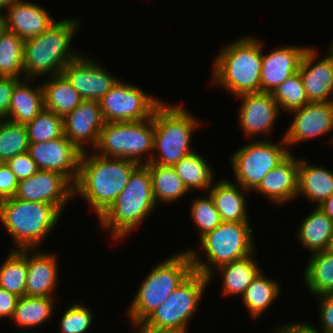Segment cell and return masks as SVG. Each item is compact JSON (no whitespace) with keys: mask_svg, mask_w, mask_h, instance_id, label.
I'll return each instance as SVG.
<instances>
[{"mask_svg":"<svg viewBox=\"0 0 333 333\" xmlns=\"http://www.w3.org/2000/svg\"><path fill=\"white\" fill-rule=\"evenodd\" d=\"M189 213L198 232L199 239L222 223L220 214L208 192L207 195L194 197Z\"/></svg>","mask_w":333,"mask_h":333,"instance_id":"cell-40","label":"cell"},{"mask_svg":"<svg viewBox=\"0 0 333 333\" xmlns=\"http://www.w3.org/2000/svg\"><path fill=\"white\" fill-rule=\"evenodd\" d=\"M24 42L7 29L0 34V77L24 79Z\"/></svg>","mask_w":333,"mask_h":333,"instance_id":"cell-36","label":"cell"},{"mask_svg":"<svg viewBox=\"0 0 333 333\" xmlns=\"http://www.w3.org/2000/svg\"><path fill=\"white\" fill-rule=\"evenodd\" d=\"M83 303L72 302L60 318L59 333H86L94 322V313Z\"/></svg>","mask_w":333,"mask_h":333,"instance_id":"cell-41","label":"cell"},{"mask_svg":"<svg viewBox=\"0 0 333 333\" xmlns=\"http://www.w3.org/2000/svg\"><path fill=\"white\" fill-rule=\"evenodd\" d=\"M32 332H27V333H36L34 332L33 330H31ZM18 333H25L24 331L23 332H18Z\"/></svg>","mask_w":333,"mask_h":333,"instance_id":"cell-54","label":"cell"},{"mask_svg":"<svg viewBox=\"0 0 333 333\" xmlns=\"http://www.w3.org/2000/svg\"><path fill=\"white\" fill-rule=\"evenodd\" d=\"M61 215L54 205L47 203L15 197L0 200V222L12 237L13 250L40 248Z\"/></svg>","mask_w":333,"mask_h":333,"instance_id":"cell-6","label":"cell"},{"mask_svg":"<svg viewBox=\"0 0 333 333\" xmlns=\"http://www.w3.org/2000/svg\"><path fill=\"white\" fill-rule=\"evenodd\" d=\"M28 152L39 170L58 172L75 184L82 152L65 135L29 144Z\"/></svg>","mask_w":333,"mask_h":333,"instance_id":"cell-17","label":"cell"},{"mask_svg":"<svg viewBox=\"0 0 333 333\" xmlns=\"http://www.w3.org/2000/svg\"><path fill=\"white\" fill-rule=\"evenodd\" d=\"M327 168L299 158L298 197L304 195L308 203L316 204L315 207L328 199L333 194V171Z\"/></svg>","mask_w":333,"mask_h":333,"instance_id":"cell-27","label":"cell"},{"mask_svg":"<svg viewBox=\"0 0 333 333\" xmlns=\"http://www.w3.org/2000/svg\"><path fill=\"white\" fill-rule=\"evenodd\" d=\"M208 193L224 222L251 223L246 200L249 191L230 179L214 181ZM247 194V195H246Z\"/></svg>","mask_w":333,"mask_h":333,"instance_id":"cell-24","label":"cell"},{"mask_svg":"<svg viewBox=\"0 0 333 333\" xmlns=\"http://www.w3.org/2000/svg\"><path fill=\"white\" fill-rule=\"evenodd\" d=\"M319 305L320 329L307 321V323L316 331L321 333H333V292L316 296Z\"/></svg>","mask_w":333,"mask_h":333,"instance_id":"cell-42","label":"cell"},{"mask_svg":"<svg viewBox=\"0 0 333 333\" xmlns=\"http://www.w3.org/2000/svg\"><path fill=\"white\" fill-rule=\"evenodd\" d=\"M255 251L238 260L224 264L214 270L210 276L209 284L215 279L214 275H218L222 282L223 296H242L247 287L252 283L256 276L263 270L256 262ZM255 257V259H254Z\"/></svg>","mask_w":333,"mask_h":333,"instance_id":"cell-25","label":"cell"},{"mask_svg":"<svg viewBox=\"0 0 333 333\" xmlns=\"http://www.w3.org/2000/svg\"><path fill=\"white\" fill-rule=\"evenodd\" d=\"M37 80H20L13 88L7 120L26 125L44 109L42 83ZM36 85V86H32Z\"/></svg>","mask_w":333,"mask_h":333,"instance_id":"cell-26","label":"cell"},{"mask_svg":"<svg viewBox=\"0 0 333 333\" xmlns=\"http://www.w3.org/2000/svg\"><path fill=\"white\" fill-rule=\"evenodd\" d=\"M272 333H289L286 327H275L274 332Z\"/></svg>","mask_w":333,"mask_h":333,"instance_id":"cell-52","label":"cell"},{"mask_svg":"<svg viewBox=\"0 0 333 333\" xmlns=\"http://www.w3.org/2000/svg\"><path fill=\"white\" fill-rule=\"evenodd\" d=\"M18 296L0 287V319H12Z\"/></svg>","mask_w":333,"mask_h":333,"instance_id":"cell-46","label":"cell"},{"mask_svg":"<svg viewBox=\"0 0 333 333\" xmlns=\"http://www.w3.org/2000/svg\"><path fill=\"white\" fill-rule=\"evenodd\" d=\"M58 299L22 296L17 300L16 309L10 322H13L19 329L23 328L25 333L31 332L29 331L31 328L34 330L37 326L46 324L49 319L54 317V309Z\"/></svg>","mask_w":333,"mask_h":333,"instance_id":"cell-30","label":"cell"},{"mask_svg":"<svg viewBox=\"0 0 333 333\" xmlns=\"http://www.w3.org/2000/svg\"><path fill=\"white\" fill-rule=\"evenodd\" d=\"M299 158L291 153L281 164L271 169L262 179L255 193L262 194L276 205L298 199Z\"/></svg>","mask_w":333,"mask_h":333,"instance_id":"cell-22","label":"cell"},{"mask_svg":"<svg viewBox=\"0 0 333 333\" xmlns=\"http://www.w3.org/2000/svg\"><path fill=\"white\" fill-rule=\"evenodd\" d=\"M202 154L196 150L177 162L173 168L178 177L183 181L188 191H206L214 183V170Z\"/></svg>","mask_w":333,"mask_h":333,"instance_id":"cell-31","label":"cell"},{"mask_svg":"<svg viewBox=\"0 0 333 333\" xmlns=\"http://www.w3.org/2000/svg\"><path fill=\"white\" fill-rule=\"evenodd\" d=\"M292 152L283 137L276 143L267 137L251 139L231 155L230 162L234 175V183L249 192L254 191L264 176L281 164Z\"/></svg>","mask_w":333,"mask_h":333,"instance_id":"cell-10","label":"cell"},{"mask_svg":"<svg viewBox=\"0 0 333 333\" xmlns=\"http://www.w3.org/2000/svg\"><path fill=\"white\" fill-rule=\"evenodd\" d=\"M327 250H328L330 253L333 254V238L331 239L330 244H329V247H328Z\"/></svg>","mask_w":333,"mask_h":333,"instance_id":"cell-53","label":"cell"},{"mask_svg":"<svg viewBox=\"0 0 333 333\" xmlns=\"http://www.w3.org/2000/svg\"><path fill=\"white\" fill-rule=\"evenodd\" d=\"M303 274V282L312 296L333 292V254L328 250L310 254Z\"/></svg>","mask_w":333,"mask_h":333,"instance_id":"cell-33","label":"cell"},{"mask_svg":"<svg viewBox=\"0 0 333 333\" xmlns=\"http://www.w3.org/2000/svg\"><path fill=\"white\" fill-rule=\"evenodd\" d=\"M153 149L154 112L147 120L104 123L98 143L91 151L97 155L145 165L150 163Z\"/></svg>","mask_w":333,"mask_h":333,"instance_id":"cell-9","label":"cell"},{"mask_svg":"<svg viewBox=\"0 0 333 333\" xmlns=\"http://www.w3.org/2000/svg\"><path fill=\"white\" fill-rule=\"evenodd\" d=\"M20 79L12 77H0V118L6 119L13 88Z\"/></svg>","mask_w":333,"mask_h":333,"instance_id":"cell-45","label":"cell"},{"mask_svg":"<svg viewBox=\"0 0 333 333\" xmlns=\"http://www.w3.org/2000/svg\"><path fill=\"white\" fill-rule=\"evenodd\" d=\"M237 97L242 101L238 110V126L241 127L245 139L250 140L251 137L255 139L254 136H259L260 140L264 139V136H269L282 113L272 94L258 92Z\"/></svg>","mask_w":333,"mask_h":333,"instance_id":"cell-16","label":"cell"},{"mask_svg":"<svg viewBox=\"0 0 333 333\" xmlns=\"http://www.w3.org/2000/svg\"><path fill=\"white\" fill-rule=\"evenodd\" d=\"M251 223L224 222L207 232L198 241L205 257L198 248L188 250L194 271L209 277L218 267L252 254L256 248Z\"/></svg>","mask_w":333,"mask_h":333,"instance_id":"cell-8","label":"cell"},{"mask_svg":"<svg viewBox=\"0 0 333 333\" xmlns=\"http://www.w3.org/2000/svg\"><path fill=\"white\" fill-rule=\"evenodd\" d=\"M136 329L135 333H189V330L184 329H153L147 328L142 323L138 325L131 326Z\"/></svg>","mask_w":333,"mask_h":333,"instance_id":"cell-48","label":"cell"},{"mask_svg":"<svg viewBox=\"0 0 333 333\" xmlns=\"http://www.w3.org/2000/svg\"><path fill=\"white\" fill-rule=\"evenodd\" d=\"M293 120L282 136L291 152L290 146L307 140L329 135L333 131V101L309 102L302 108L290 111ZM328 140L333 145V135Z\"/></svg>","mask_w":333,"mask_h":333,"instance_id":"cell-13","label":"cell"},{"mask_svg":"<svg viewBox=\"0 0 333 333\" xmlns=\"http://www.w3.org/2000/svg\"><path fill=\"white\" fill-rule=\"evenodd\" d=\"M163 101L141 87L119 79L99 104L105 123L136 122L151 118Z\"/></svg>","mask_w":333,"mask_h":333,"instance_id":"cell-12","label":"cell"},{"mask_svg":"<svg viewBox=\"0 0 333 333\" xmlns=\"http://www.w3.org/2000/svg\"><path fill=\"white\" fill-rule=\"evenodd\" d=\"M0 264V287L19 298L26 296V279L28 273L27 249L13 250Z\"/></svg>","mask_w":333,"mask_h":333,"instance_id":"cell-35","label":"cell"},{"mask_svg":"<svg viewBox=\"0 0 333 333\" xmlns=\"http://www.w3.org/2000/svg\"><path fill=\"white\" fill-rule=\"evenodd\" d=\"M25 126L29 144L47 142L64 136L63 117L46 109Z\"/></svg>","mask_w":333,"mask_h":333,"instance_id":"cell-38","label":"cell"},{"mask_svg":"<svg viewBox=\"0 0 333 333\" xmlns=\"http://www.w3.org/2000/svg\"><path fill=\"white\" fill-rule=\"evenodd\" d=\"M281 112H289L308 104V98L299 72L281 83L272 93Z\"/></svg>","mask_w":333,"mask_h":333,"instance_id":"cell-39","label":"cell"},{"mask_svg":"<svg viewBox=\"0 0 333 333\" xmlns=\"http://www.w3.org/2000/svg\"><path fill=\"white\" fill-rule=\"evenodd\" d=\"M312 46L304 52L298 72L301 75L309 102L333 101V45L316 62L317 51Z\"/></svg>","mask_w":333,"mask_h":333,"instance_id":"cell-18","label":"cell"},{"mask_svg":"<svg viewBox=\"0 0 333 333\" xmlns=\"http://www.w3.org/2000/svg\"><path fill=\"white\" fill-rule=\"evenodd\" d=\"M139 164L119 158L82 152L74 197H81L99 219L126 187Z\"/></svg>","mask_w":333,"mask_h":333,"instance_id":"cell-1","label":"cell"},{"mask_svg":"<svg viewBox=\"0 0 333 333\" xmlns=\"http://www.w3.org/2000/svg\"><path fill=\"white\" fill-rule=\"evenodd\" d=\"M62 74L84 101L99 102L120 79L82 53L63 68Z\"/></svg>","mask_w":333,"mask_h":333,"instance_id":"cell-14","label":"cell"},{"mask_svg":"<svg viewBox=\"0 0 333 333\" xmlns=\"http://www.w3.org/2000/svg\"><path fill=\"white\" fill-rule=\"evenodd\" d=\"M277 327H286L289 333H321L313 329L305 320L304 321H296L293 323L287 322V324H281L278 325Z\"/></svg>","mask_w":333,"mask_h":333,"instance_id":"cell-47","label":"cell"},{"mask_svg":"<svg viewBox=\"0 0 333 333\" xmlns=\"http://www.w3.org/2000/svg\"><path fill=\"white\" fill-rule=\"evenodd\" d=\"M45 79L41 81L44 109L64 117L84 101L62 73Z\"/></svg>","mask_w":333,"mask_h":333,"instance_id":"cell-29","label":"cell"},{"mask_svg":"<svg viewBox=\"0 0 333 333\" xmlns=\"http://www.w3.org/2000/svg\"><path fill=\"white\" fill-rule=\"evenodd\" d=\"M318 207L333 221V194Z\"/></svg>","mask_w":333,"mask_h":333,"instance_id":"cell-49","label":"cell"},{"mask_svg":"<svg viewBox=\"0 0 333 333\" xmlns=\"http://www.w3.org/2000/svg\"><path fill=\"white\" fill-rule=\"evenodd\" d=\"M40 249H27L26 296L57 298L58 257Z\"/></svg>","mask_w":333,"mask_h":333,"instance_id":"cell-21","label":"cell"},{"mask_svg":"<svg viewBox=\"0 0 333 333\" xmlns=\"http://www.w3.org/2000/svg\"><path fill=\"white\" fill-rule=\"evenodd\" d=\"M156 206L150 170L146 165H139L121 194L97 221L103 230H109L111 239L118 242L138 230Z\"/></svg>","mask_w":333,"mask_h":333,"instance_id":"cell-4","label":"cell"},{"mask_svg":"<svg viewBox=\"0 0 333 333\" xmlns=\"http://www.w3.org/2000/svg\"><path fill=\"white\" fill-rule=\"evenodd\" d=\"M209 285L207 276L194 271L142 324L153 329L190 330L189 323Z\"/></svg>","mask_w":333,"mask_h":333,"instance_id":"cell-11","label":"cell"},{"mask_svg":"<svg viewBox=\"0 0 333 333\" xmlns=\"http://www.w3.org/2000/svg\"><path fill=\"white\" fill-rule=\"evenodd\" d=\"M262 42L244 35L225 44L212 64L213 84L236 98L261 92Z\"/></svg>","mask_w":333,"mask_h":333,"instance_id":"cell-2","label":"cell"},{"mask_svg":"<svg viewBox=\"0 0 333 333\" xmlns=\"http://www.w3.org/2000/svg\"><path fill=\"white\" fill-rule=\"evenodd\" d=\"M5 13L6 29L23 41L41 35L56 21L43 6L27 0H17Z\"/></svg>","mask_w":333,"mask_h":333,"instance_id":"cell-23","label":"cell"},{"mask_svg":"<svg viewBox=\"0 0 333 333\" xmlns=\"http://www.w3.org/2000/svg\"><path fill=\"white\" fill-rule=\"evenodd\" d=\"M17 0H0V8L6 10L8 7L13 5Z\"/></svg>","mask_w":333,"mask_h":333,"instance_id":"cell-51","label":"cell"},{"mask_svg":"<svg viewBox=\"0 0 333 333\" xmlns=\"http://www.w3.org/2000/svg\"><path fill=\"white\" fill-rule=\"evenodd\" d=\"M14 197L51 204L62 213L74 198V185L58 172L38 170L33 176L18 182Z\"/></svg>","mask_w":333,"mask_h":333,"instance_id":"cell-15","label":"cell"},{"mask_svg":"<svg viewBox=\"0 0 333 333\" xmlns=\"http://www.w3.org/2000/svg\"><path fill=\"white\" fill-rule=\"evenodd\" d=\"M199 125V119L182 104L163 101L154 110V149L150 162L173 167L194 152L190 143Z\"/></svg>","mask_w":333,"mask_h":333,"instance_id":"cell-7","label":"cell"},{"mask_svg":"<svg viewBox=\"0 0 333 333\" xmlns=\"http://www.w3.org/2000/svg\"><path fill=\"white\" fill-rule=\"evenodd\" d=\"M298 242L311 254L327 250L333 238V221L319 208L315 207L300 223Z\"/></svg>","mask_w":333,"mask_h":333,"instance_id":"cell-28","label":"cell"},{"mask_svg":"<svg viewBox=\"0 0 333 333\" xmlns=\"http://www.w3.org/2000/svg\"><path fill=\"white\" fill-rule=\"evenodd\" d=\"M268 277L261 271L241 296L242 304L250 314L249 317L255 320L271 307L281 293V284Z\"/></svg>","mask_w":333,"mask_h":333,"instance_id":"cell-32","label":"cell"},{"mask_svg":"<svg viewBox=\"0 0 333 333\" xmlns=\"http://www.w3.org/2000/svg\"><path fill=\"white\" fill-rule=\"evenodd\" d=\"M145 165L150 170L153 197L157 206L159 202L171 205L190 193L173 167L151 162Z\"/></svg>","mask_w":333,"mask_h":333,"instance_id":"cell-34","label":"cell"},{"mask_svg":"<svg viewBox=\"0 0 333 333\" xmlns=\"http://www.w3.org/2000/svg\"><path fill=\"white\" fill-rule=\"evenodd\" d=\"M2 11L5 10L0 8V34L6 30V13Z\"/></svg>","mask_w":333,"mask_h":333,"instance_id":"cell-50","label":"cell"},{"mask_svg":"<svg viewBox=\"0 0 333 333\" xmlns=\"http://www.w3.org/2000/svg\"><path fill=\"white\" fill-rule=\"evenodd\" d=\"M29 139L25 125L7 119L0 120V161L6 163L12 157L28 152Z\"/></svg>","mask_w":333,"mask_h":333,"instance_id":"cell-37","label":"cell"},{"mask_svg":"<svg viewBox=\"0 0 333 333\" xmlns=\"http://www.w3.org/2000/svg\"><path fill=\"white\" fill-rule=\"evenodd\" d=\"M104 120L97 101H83L72 112L63 117L64 135L81 152L95 148Z\"/></svg>","mask_w":333,"mask_h":333,"instance_id":"cell-19","label":"cell"},{"mask_svg":"<svg viewBox=\"0 0 333 333\" xmlns=\"http://www.w3.org/2000/svg\"><path fill=\"white\" fill-rule=\"evenodd\" d=\"M7 165L12 170L18 181L27 179L39 170L29 152L18 154L8 160Z\"/></svg>","mask_w":333,"mask_h":333,"instance_id":"cell-43","label":"cell"},{"mask_svg":"<svg viewBox=\"0 0 333 333\" xmlns=\"http://www.w3.org/2000/svg\"><path fill=\"white\" fill-rule=\"evenodd\" d=\"M262 43L261 92L272 93L281 83L299 70L304 52L309 46L284 45L264 53Z\"/></svg>","mask_w":333,"mask_h":333,"instance_id":"cell-20","label":"cell"},{"mask_svg":"<svg viewBox=\"0 0 333 333\" xmlns=\"http://www.w3.org/2000/svg\"><path fill=\"white\" fill-rule=\"evenodd\" d=\"M80 22L77 18L60 19L41 35L24 42V79L58 75L81 54L70 48Z\"/></svg>","mask_w":333,"mask_h":333,"instance_id":"cell-3","label":"cell"},{"mask_svg":"<svg viewBox=\"0 0 333 333\" xmlns=\"http://www.w3.org/2000/svg\"><path fill=\"white\" fill-rule=\"evenodd\" d=\"M194 272L188 250L176 252L159 264L142 281L127 309L130 325L141 324Z\"/></svg>","mask_w":333,"mask_h":333,"instance_id":"cell-5","label":"cell"},{"mask_svg":"<svg viewBox=\"0 0 333 333\" xmlns=\"http://www.w3.org/2000/svg\"><path fill=\"white\" fill-rule=\"evenodd\" d=\"M18 180L7 163L0 164V200L15 196Z\"/></svg>","mask_w":333,"mask_h":333,"instance_id":"cell-44","label":"cell"}]
</instances>
